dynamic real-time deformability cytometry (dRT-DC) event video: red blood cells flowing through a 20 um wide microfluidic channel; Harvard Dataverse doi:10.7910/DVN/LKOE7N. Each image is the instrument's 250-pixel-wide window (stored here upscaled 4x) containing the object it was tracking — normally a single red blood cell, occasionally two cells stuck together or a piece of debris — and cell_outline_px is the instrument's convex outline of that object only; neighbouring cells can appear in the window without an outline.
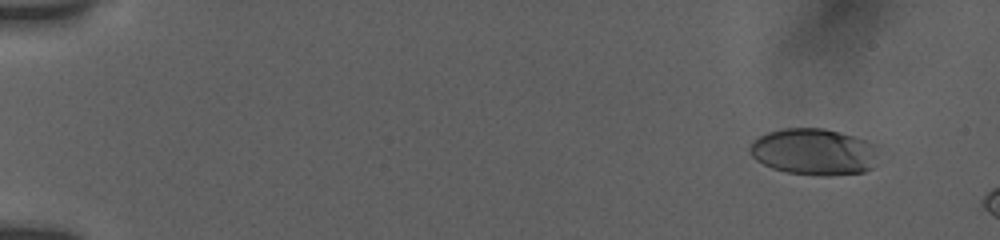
{"species": "human", "species_latin": "Homo sapiens", "temperature_condition": "room temperature", "stored_images_in_passage": 13, "camera_frame_rate_fps": 3000, "um_per_image_px": 0.085, "donor": {"sex": "female"}, "frame": {"image": 1, "passage_image": 6, "time_ms": 1.667, "image_size_px": [1000, 240], "cell_outline_px": [[876, 144], [872, 168], [864, 172], [828, 176], [820, 176], [788, 172], [772, 168], [756, 160], [748, 152], [748, 148], [752, 140], [768, 132], [784, 128], [824, 128], [868, 140]], "centroid_in_image_um": [69.14, 12.9], "position_along_channel_um": 15.9, "area_um2": 34.91}}